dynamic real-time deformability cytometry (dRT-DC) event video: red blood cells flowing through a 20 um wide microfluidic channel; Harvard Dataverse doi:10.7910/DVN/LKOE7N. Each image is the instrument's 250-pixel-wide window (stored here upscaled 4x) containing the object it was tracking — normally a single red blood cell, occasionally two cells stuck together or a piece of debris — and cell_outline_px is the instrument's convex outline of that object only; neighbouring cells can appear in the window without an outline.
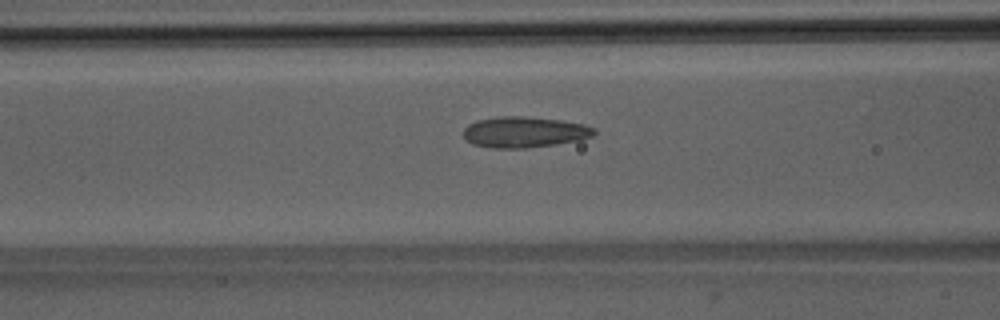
{"species": "Egyptian fruit bat (a non-hibernating species)", "species_latin": "Rousettus aegyptiacus", "temperature_condition": "room temperature", "stored_images_in_passage": 37, "camera_frame_rate_fps": 3000, "um_per_image_px": 0.085, "animal": {"sex": "male"}, "frame": {"image": 1, "passage_image": 7, "time_ms": 2.0, "image_size_px": [1000, 320], "cell_outline_px": [[596, 132], [592, 136], [580, 140], [556, 144], [524, 148], [488, 148], [472, 144], [464, 136], [464, 128], [468, 124], [476, 120], [496, 116], [520, 116], [560, 120], [584, 124], [596, 128]], "centroid_in_image_um": [44.56, 11.22], "position_along_channel_um": 122.0, "area_um2": 23.64}}
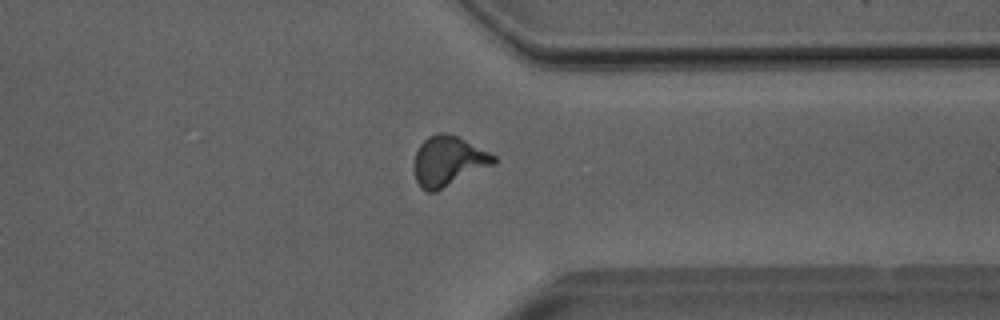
{"frame": {"image": 2, "passage_image": 26, "time_ms": 8.333, "image_size_px": [1000, 320], "cell_outline_px": [[496, 164], [436, 192], [428, 192], [420, 188], [416, 180], [412, 164], [416, 152], [420, 144], [428, 136], [436, 132], [444, 132], [456, 136], [496, 156]], "centroid_in_image_um": [38.07, 13.72], "position_along_channel_um": 373.3, "area_um2": 23.41}}
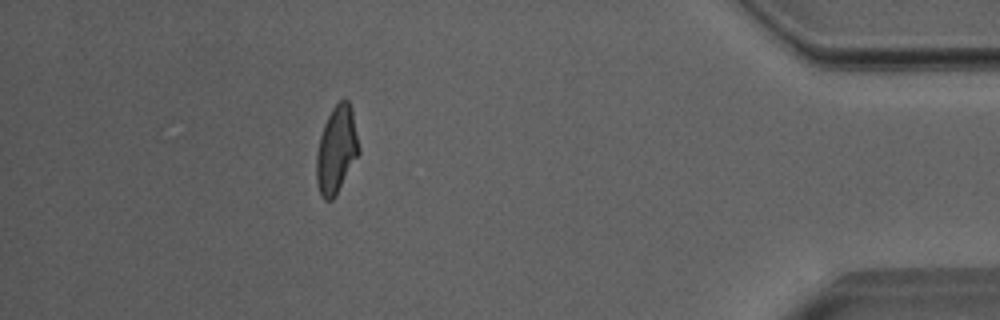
{"frame": {"image": 3, "passage_image": 32, "time_ms": 10.333, "image_size_px": [1000, 320], "cell_outline_px": [[360, 152], [336, 196], [332, 200], [324, 200], [320, 196], [316, 180], [316, 156], [320, 136], [324, 124], [332, 108], [340, 100], [348, 100], [352, 108], [360, 148]], "centroid_in_image_um": [28.6, 12.75], "position_along_channel_um": 406.6, "area_um2": 21.73}, "authors_computed_cell_mechanics": {"area_um2": 22.0218, "velocity_mm_per_s": 4.0071, "shape_relaxation_time_tau1_ms": 10.1764, "shape_relaxation_time_tau2_ms": 1.5747, "deformation_change_tau1": 0.2468, "deformation_change_tau2": 0.0624}}